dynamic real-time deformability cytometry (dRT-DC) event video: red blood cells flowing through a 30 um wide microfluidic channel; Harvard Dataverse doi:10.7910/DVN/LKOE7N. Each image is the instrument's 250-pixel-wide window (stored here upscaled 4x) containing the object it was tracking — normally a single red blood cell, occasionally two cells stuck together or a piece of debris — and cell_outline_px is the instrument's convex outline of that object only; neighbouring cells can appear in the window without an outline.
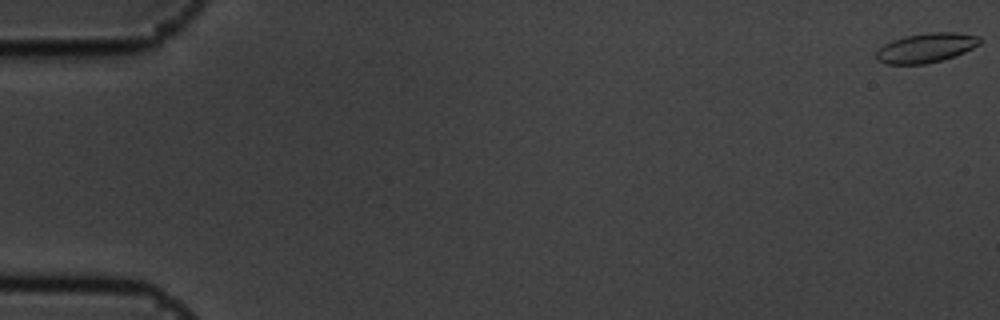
{"species": "common noctule bat (a hibernating species)", "species_latin": "Nyctalus noctula", "temperature_condition": "cold", "stored_images_in_passage": 57, "camera_frame_rate_fps": 3000, "um_per_image_px": 0.085, "animal": {"sex": "male", "body_mass_g": 19.5, "forearm_length_mm": 54.6}, "frame": {"image": 1, "passage_image": 1, "time_ms": 0.0, "image_size_px": [1000, 320], "cell_outline_px": [[984, 40], [980, 44], [964, 52], [940, 60], [924, 64], [884, 64], [876, 60], [876, 52], [884, 44], [892, 40], [904, 36], [928, 32], [956, 32], [980, 36]], "centroid_in_image_um": [78.72, 4.05], "position_along_channel_um": 6.3, "area_um2": 17.86}}
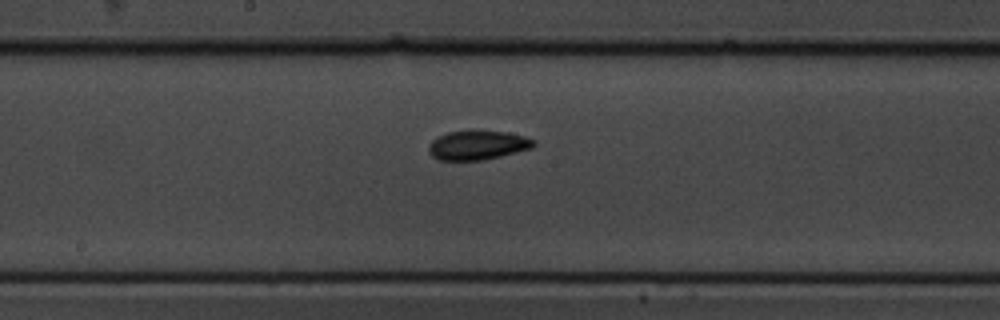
{"frame": {"image": 2, "passage_image": 31, "time_ms": 10.0, "image_size_px": [1000, 320], "cell_outline_px": [[536, 144], [532, 148], [484, 160], [440, 160], [432, 156], [428, 152], [428, 144], [436, 136], [448, 132], [468, 128], [472, 128], [508, 132], [524, 136], [536, 140]], "centroid_in_image_um": [40.57, 12.29], "position_along_channel_um": 207.6, "area_um2": 18.61}}
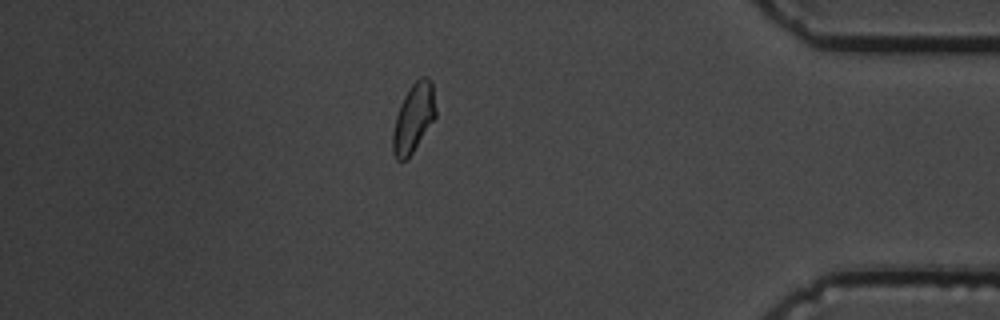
{"frame": {"image": 3, "passage_image": 50, "time_ms": 16.333, "image_size_px": [1000, 320], "cell_outline_px": [[436, 116], [412, 152], [404, 160], [396, 160], [392, 152], [392, 132], [396, 116], [400, 104], [404, 96], [412, 84], [420, 76], [428, 76], [432, 84], [436, 108]], "centroid_in_image_um": [35.14, 10.0], "position_along_channel_um": 400.1, "area_um2": 17.05}, "authors_computed_cell_mechanics": {"area_um2": 17.6868, "velocity_mm_per_s": 3.5753, "shape_relaxation_time_tau1_ms": 8.0432, "shape_relaxation_time_tau2_ms": 2.9199, "deformation_change_tau1": 0.1237, "deformation_change_tau2": 0.0825}}